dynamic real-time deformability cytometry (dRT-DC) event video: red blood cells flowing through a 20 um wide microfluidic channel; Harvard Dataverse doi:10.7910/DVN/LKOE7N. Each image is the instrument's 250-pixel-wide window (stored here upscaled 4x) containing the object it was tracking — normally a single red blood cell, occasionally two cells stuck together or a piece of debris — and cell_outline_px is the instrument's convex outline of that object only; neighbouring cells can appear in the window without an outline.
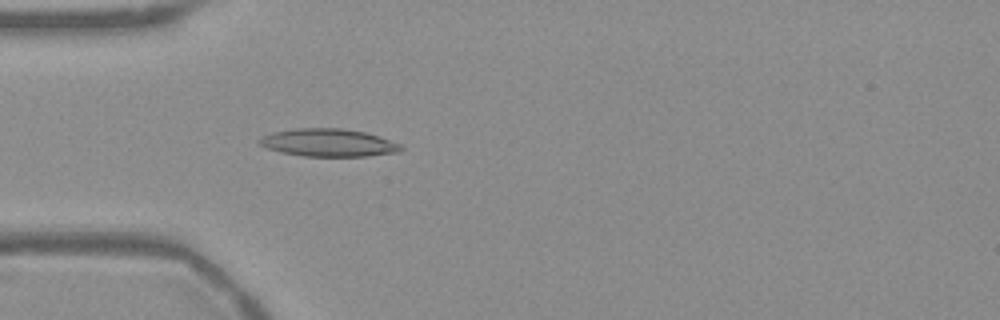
{"species": "Egyptian fruit bat (a non-hibernating species)", "species_latin": "Rousettus aegyptiacus", "temperature_condition": "warm", "stored_images_in_passage": 53, "camera_frame_rate_fps": 3000, "um_per_image_px": 0.085, "frame": {"image": 1, "passage_image": 15, "time_ms": 4.667, "image_size_px": [1000, 320], "cell_outline_px": [[404, 148], [400, 152], [368, 156], [304, 156], [280, 152], [268, 148], [260, 144], [256, 140], [272, 132], [296, 128], [340, 128], [364, 132], [380, 136], [400, 144]], "centroid_in_image_um": [27.93, 12.13], "position_along_channel_um": 57.1, "area_um2": 22.89}}
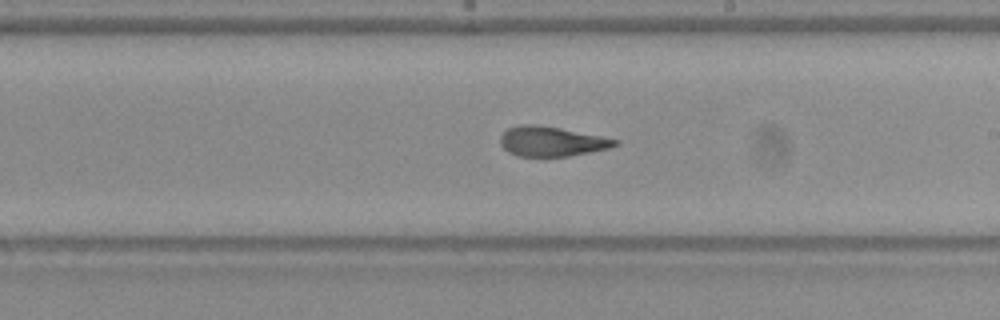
{"frame": {"image": 2, "passage_image": 30, "time_ms": 9.667, "image_size_px": [1000, 320], "cell_outline_px": [[620, 144], [612, 148], [568, 156], [520, 156], [508, 152], [500, 144], [500, 136], [508, 128], [520, 124], [540, 124], [620, 140]], "centroid_in_image_um": [46.9, 12.01], "position_along_channel_um": 242.1, "area_um2": 20.0}}
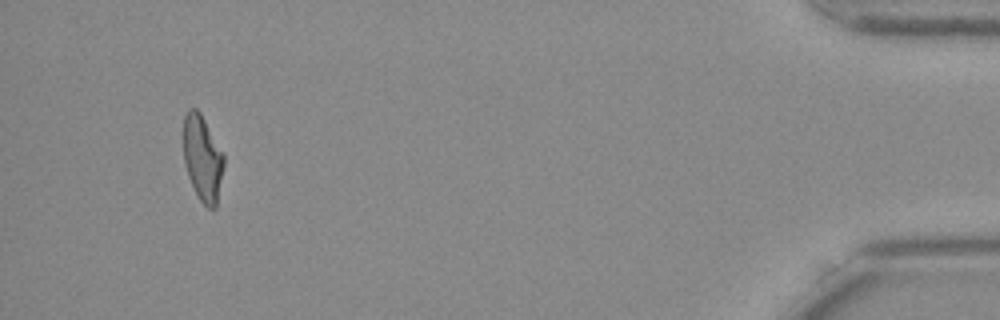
{"frame": {"image": 3, "passage_image": 50, "time_ms": 16.333, "image_size_px": [1000, 320], "cell_outline_px": [[224, 164], [216, 208], [208, 208], [200, 200], [188, 176], [184, 164], [184, 116], [188, 108], [196, 108], [200, 112], [224, 152]], "centroid_in_image_um": [17.23, 13.42], "position_along_channel_um": 418.0, "area_um2": 20.23}, "authors_computed_cell_mechanics": {"area_um2": 21.0392, "velocity_mm_per_s": 3.7685, "shape_relaxation_time_tau1_ms": 5.4205, "shape_relaxation_time_tau2_ms": 2.0125, "deformation_change_tau1": 0.2182, "deformation_change_tau2": 0.1096}}